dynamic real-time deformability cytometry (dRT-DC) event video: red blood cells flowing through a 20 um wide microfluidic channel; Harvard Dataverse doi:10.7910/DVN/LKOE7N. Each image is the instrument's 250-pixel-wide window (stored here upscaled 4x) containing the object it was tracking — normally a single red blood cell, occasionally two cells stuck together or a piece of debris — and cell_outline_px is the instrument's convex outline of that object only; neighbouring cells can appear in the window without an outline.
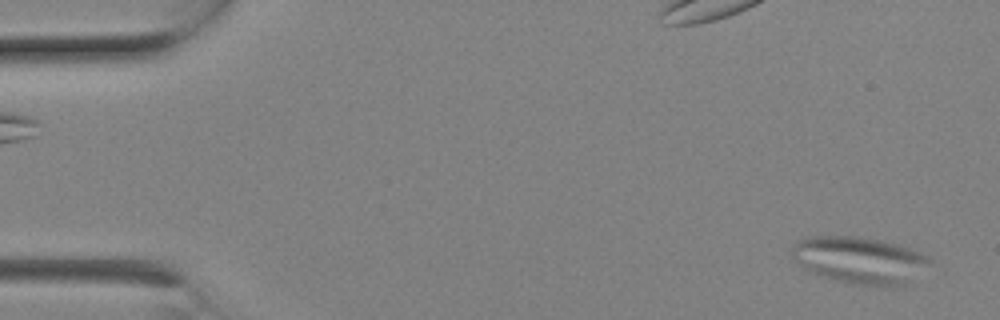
{"species": "Egyptian fruit bat (a non-hibernating species)", "species_latin": "Rousettus aegyptiacus", "temperature_condition": "room temperature", "stored_images_in_passage": 4, "segment_of_instrument_passage": [2, 2], "camera_frame_rate_fps": 3000, "um_per_image_px": 0.085, "animal": {"sex": "female"}, "frame": {"image": 1, "passage_image": 4, "time_ms": 1.0, "image_size_px": [1000, 320], "cell_outline_px": [[932, 260], [904, 284], [852, 284], [836, 280], [812, 272], [804, 268], [792, 256], [792, 244], [804, 236], [852, 236], [880, 240], [896, 244], [908, 248], [928, 256]], "centroid_in_image_um": [72.97, 22.06], "position_along_channel_um": 12.0, "area_um2": 36.53}}